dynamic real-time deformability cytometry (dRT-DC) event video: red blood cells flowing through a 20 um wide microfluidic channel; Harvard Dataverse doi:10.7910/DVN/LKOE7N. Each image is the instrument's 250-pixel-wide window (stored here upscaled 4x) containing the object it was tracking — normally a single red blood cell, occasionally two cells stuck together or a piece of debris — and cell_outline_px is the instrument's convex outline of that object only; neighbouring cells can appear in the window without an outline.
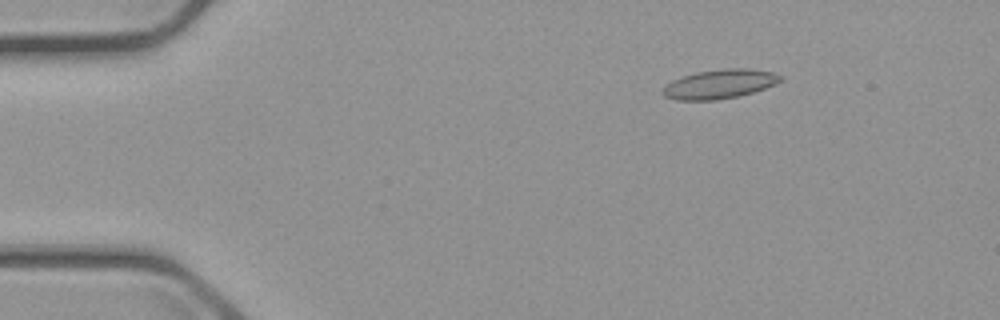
{"species": "common noctule bat (a hibernating species)", "species_latin": "Nyctalus noctula", "temperature_condition": "cold", "stored_images_in_passage": 4, "camera_frame_rate_fps": 3000, "um_per_image_px": 0.085, "animal": {"sex": "male", "body_mass_g": 23.1, "forearm_length_mm": 52.7}, "frame": {"image": 1, "passage_image": 1, "time_ms": 0.0, "image_size_px": [1000, 320], "cell_outline_px": [[784, 80], [764, 88], [752, 92], [736, 96], [716, 100], [676, 100], [664, 96], [660, 92], [672, 80], [696, 72], [724, 68], [748, 68], [772, 72], [784, 76]], "centroid_in_image_um": [61.18, 7.13], "position_along_channel_um": 23.8, "area_um2": 19.94}}
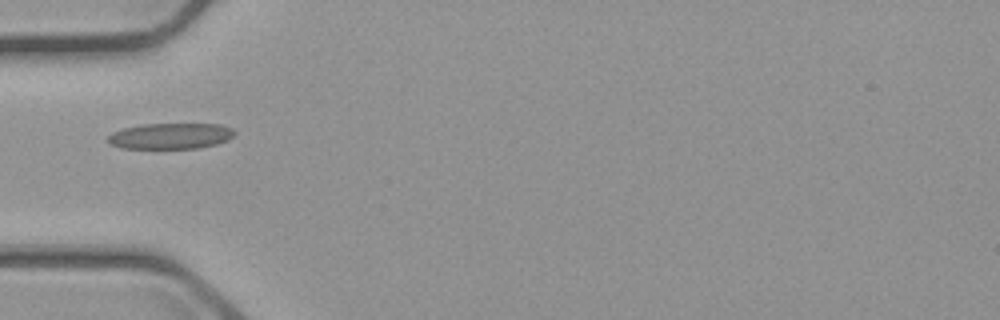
{"frame": {"image": 2, "passage_image": 4, "time_ms": 3.333, "image_size_px": [1000, 320], "cell_outline_px": [[236, 132], [228, 140], [216, 144], [200, 148], [120, 148], [112, 144], [108, 140], [108, 136], [112, 132], [124, 128], [140, 124], [220, 124], [232, 128]], "centroid_in_image_um": [14.51, 11.55], "position_along_channel_um": 70.5, "area_um2": 19.07}}